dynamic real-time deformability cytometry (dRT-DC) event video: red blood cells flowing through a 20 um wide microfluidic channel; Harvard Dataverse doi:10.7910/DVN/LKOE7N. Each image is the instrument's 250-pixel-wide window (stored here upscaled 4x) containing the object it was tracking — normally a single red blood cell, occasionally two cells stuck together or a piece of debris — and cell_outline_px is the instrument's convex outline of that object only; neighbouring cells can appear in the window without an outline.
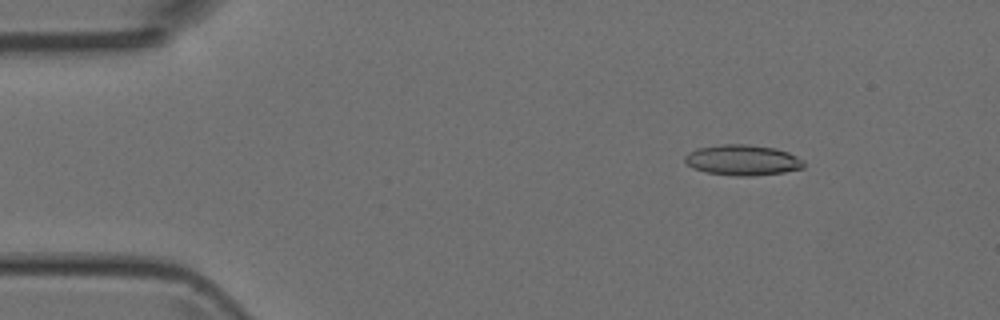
{"species": "Egyptian fruit bat (a non-hibernating species)", "species_latin": "Rousettus aegyptiacus", "temperature_condition": "room temperature", "stored_images_in_passage": 4, "camera_frame_rate_fps": 3000, "um_per_image_px": 0.085, "animal": {"sex": "female"}, "frame": {"image": 1, "passage_image": 2, "time_ms": 1.0, "image_size_px": [1000, 320], "cell_outline_px": [[804, 168], [784, 172], [752, 176], [736, 176], [704, 172], [692, 168], [684, 160], [684, 156], [688, 152], [696, 148], [720, 144], [744, 144], [776, 148], [788, 152], [804, 160]], "centroid_in_image_um": [63.1, 13.61], "position_along_channel_um": 21.9, "area_um2": 21.39}}